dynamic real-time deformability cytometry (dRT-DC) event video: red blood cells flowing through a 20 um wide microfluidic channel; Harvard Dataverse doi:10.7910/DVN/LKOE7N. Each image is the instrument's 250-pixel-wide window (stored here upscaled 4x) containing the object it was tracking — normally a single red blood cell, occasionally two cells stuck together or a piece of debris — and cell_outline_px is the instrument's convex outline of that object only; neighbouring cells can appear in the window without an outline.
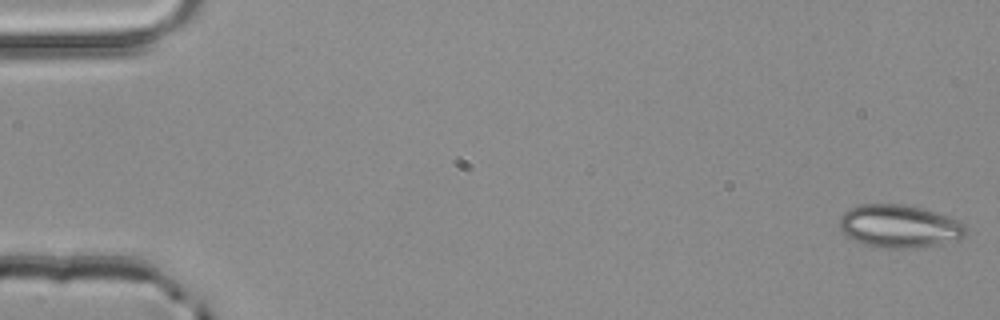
{"species": "common noctule bat (a hibernating species)", "species_latin": "Nyctalus noctula", "temperature_condition": "room temperature", "stored_images_in_passage": 5, "segment_of_instrument_passage": [1, 2], "camera_frame_rate_fps": 3000, "um_per_image_px": 0.085, "animal": {"sex": "male", "body_mass_g": 20.4}, "frame": {"image": 1, "passage_image": 1, "time_ms": 0.0, "image_size_px": [1000, 320], "cell_outline_px": [[968, 232], [964, 236], [956, 240], [940, 244], [920, 248], [884, 248], [864, 244], [848, 236], [840, 228], [840, 216], [848, 208], [860, 204], [904, 204], [936, 212], [960, 220], [968, 228]], "centroid_in_image_um": [76.48, 19.23], "position_along_channel_um": 8.5, "area_um2": 31.79}}